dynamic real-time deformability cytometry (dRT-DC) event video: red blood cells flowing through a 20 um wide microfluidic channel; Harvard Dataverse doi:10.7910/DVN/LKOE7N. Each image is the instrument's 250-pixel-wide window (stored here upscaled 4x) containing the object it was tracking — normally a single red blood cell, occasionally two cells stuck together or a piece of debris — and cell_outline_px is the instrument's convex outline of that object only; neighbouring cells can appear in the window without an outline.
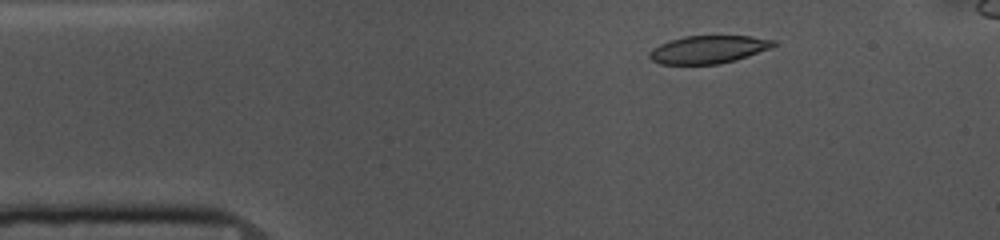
{"species": "common noctule bat (a hibernating species)", "species_latin": "Nyctalus noctula", "temperature_condition": "cold", "stored_images_in_passage": 44, "camera_frame_rate_fps": 3000, "um_per_image_px": 0.085, "animal": {"sex": "female", "body_mass_g": 10.0, "forearm_length_mm": 53.1}, "frame": {"image": 1, "passage_image": 1, "time_ms": 0.0, "image_size_px": [1000, 240], "cell_outline_px": [[776, 44], [772, 48], [736, 60], [720, 64], [660, 64], [652, 60], [648, 56], [648, 52], [652, 48], [660, 44], [684, 36], [752, 36], [776, 40]], "centroid_in_image_um": [60.23, 4.21], "position_along_channel_um": 24.8, "area_um2": 20.23}}
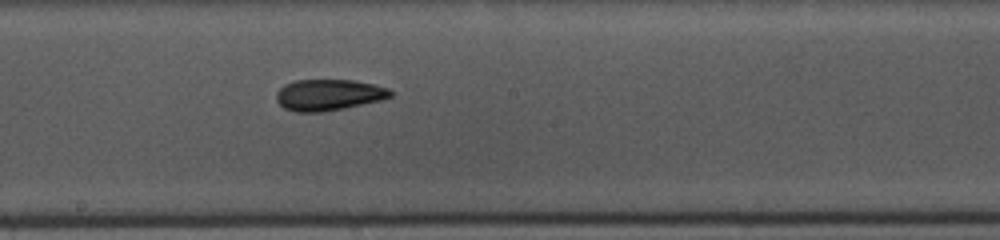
{"frame": {"image": 2, "passage_image": 21, "time_ms": 6.667, "image_size_px": [1000, 240], "cell_outline_px": [[392, 96], [380, 100], [344, 108], [320, 112], [296, 112], [284, 108], [276, 100], [276, 92], [284, 84], [296, 80], [352, 80], [372, 84], [388, 88], [392, 92]], "centroid_in_image_um": [27.9, 8.06], "position_along_channel_um": 220.3, "area_um2": 20.63}}
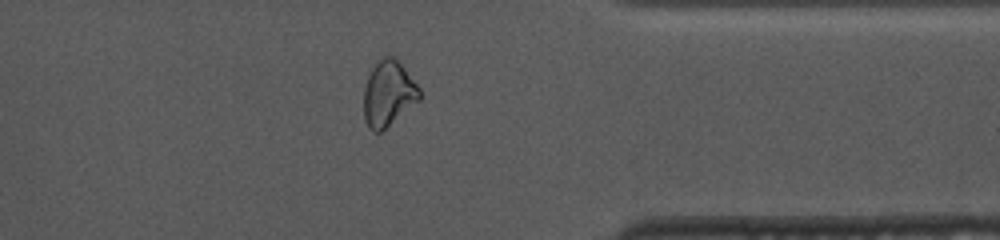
{"frame": {"image": 3, "passage_image": 35, "time_ms": 11.333, "image_size_px": [1000, 240], "cell_outline_px": [[420, 100], [380, 132], [372, 132], [368, 128], [364, 120], [364, 88], [368, 76], [372, 68], [384, 56], [392, 56], [400, 60], [420, 88]], "centroid_in_image_um": [33.02, 7.95], "position_along_channel_um": 378.4, "area_um2": 21.39}, "authors_computed_cell_mechanics": {"area_um2": 21.0681, "velocity_mm_per_s": 3.6595, "shape_relaxation_time_tau1_ms": 5.462, "shape_relaxation_time_tau2_ms": 5.4911, "deformation_change_tau1": 0.136, "deformation_change_tau2": 0.1108}}